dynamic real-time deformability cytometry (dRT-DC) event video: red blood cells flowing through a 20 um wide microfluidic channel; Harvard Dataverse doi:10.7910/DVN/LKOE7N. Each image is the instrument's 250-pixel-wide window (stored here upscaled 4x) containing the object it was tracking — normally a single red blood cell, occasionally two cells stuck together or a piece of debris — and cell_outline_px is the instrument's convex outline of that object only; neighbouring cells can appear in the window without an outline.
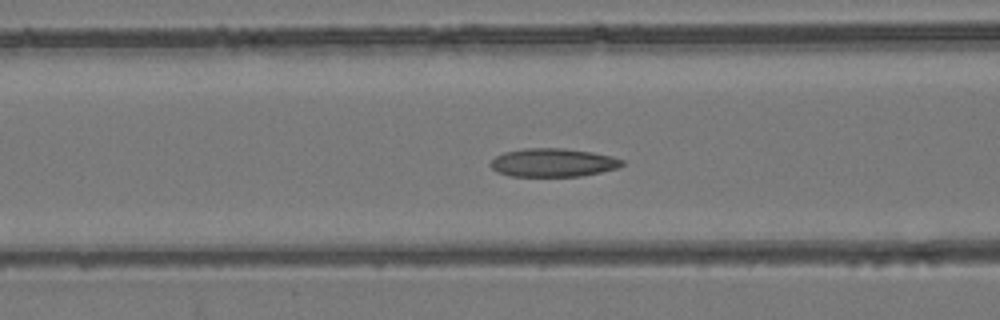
{"species": "common noctule bat (a hibernating species)", "species_latin": "Nyctalus noctula", "temperature_condition": "room temperature", "stored_images_in_passage": 54, "camera_frame_rate_fps": 3000, "um_per_image_px": 0.085, "animal": {"sex": "female", "body_mass_g": 24.6, "forearm_length_mm": 56.2}, "frame": {"image": 1, "passage_image": 22, "time_ms": 7.0, "image_size_px": [1000, 320], "cell_outline_px": [[624, 164], [616, 168], [600, 172], [580, 176], [508, 176], [496, 172], [488, 164], [496, 156], [504, 152], [524, 148], [564, 148], [592, 152], [612, 156], [624, 160]], "centroid_in_image_um": [46.97, 13.82], "position_along_channel_um": 119.6, "area_um2": 21.85}}
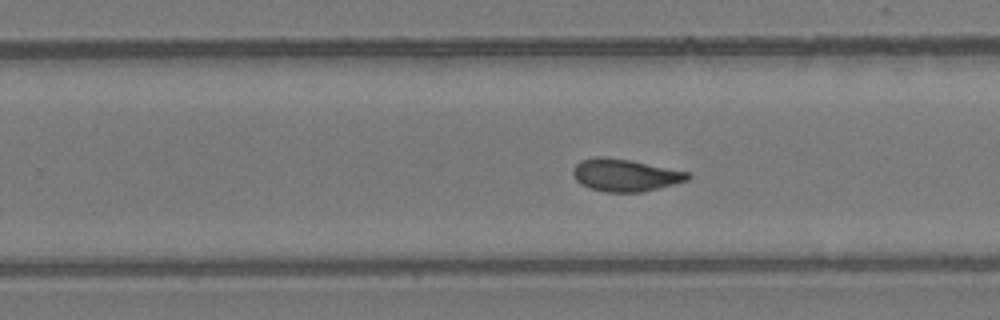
{"frame": {"image": 2, "passage_image": 34, "time_ms": 11.0, "image_size_px": [1000, 320], "cell_outline_px": [[692, 176], [688, 180], [640, 192], [604, 192], [588, 188], [580, 184], [576, 180], [572, 172], [572, 168], [580, 160], [596, 156], [604, 156], [628, 160], [688, 172]], "centroid_in_image_um": [53.06, 14.88], "position_along_channel_um": 276.7, "area_um2": 21.5}}
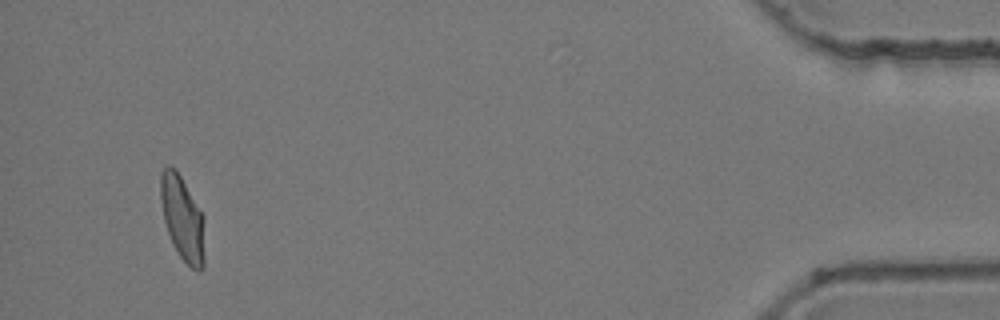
{"frame": {"image": 3, "passage_image": 51, "time_ms": 16.667, "image_size_px": [1000, 320], "cell_outline_px": [[204, 268], [200, 272], [196, 272], [180, 256], [172, 244], [164, 220], [160, 200], [160, 172], [168, 164], [180, 176], [204, 216]], "centroid_in_image_um": [15.51, 18.6], "position_along_channel_um": 419.7, "area_um2": 21.68}, "authors_computed_cell_mechanics": {"area_um2": 21.7906, "velocity_mm_per_s": 3.9381, "shape_relaxation_time_tau1_ms": 10.0996, "shape_relaxation_time_tau2_ms": 1.9609, "deformation_change_tau1": 0.2175, "deformation_change_tau2": 0.066}}